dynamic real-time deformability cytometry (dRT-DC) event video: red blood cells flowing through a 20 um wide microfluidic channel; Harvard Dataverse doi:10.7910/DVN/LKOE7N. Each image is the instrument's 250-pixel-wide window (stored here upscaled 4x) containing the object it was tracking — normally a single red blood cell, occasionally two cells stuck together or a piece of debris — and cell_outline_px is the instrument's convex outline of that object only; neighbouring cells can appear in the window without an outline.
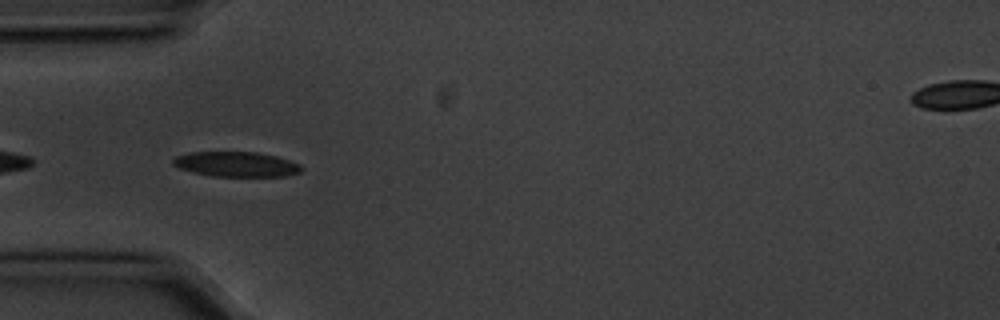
{"species": "common noctule bat (a hibernating species)", "species_latin": "Nyctalus noctula", "temperature_condition": "cold", "stored_images_in_passage": 5, "camera_frame_rate_fps": 3000, "um_per_image_px": 0.085, "animal": {"sex": "male", "body_mass_g": 20.1, "forearm_length_mm": 53.5}, "frame": {"image": 1, "passage_image": 4, "time_ms": 1.0, "image_size_px": [1000, 320], "cell_outline_px": [[304, 168], [300, 172], [288, 176], [212, 176], [180, 168], [172, 164], [172, 160], [176, 156], [192, 152], [256, 152], [276, 156], [300, 164]], "centroid_in_image_um": [20.12, 13.96], "position_along_channel_um": 64.9, "area_um2": 18.55}}